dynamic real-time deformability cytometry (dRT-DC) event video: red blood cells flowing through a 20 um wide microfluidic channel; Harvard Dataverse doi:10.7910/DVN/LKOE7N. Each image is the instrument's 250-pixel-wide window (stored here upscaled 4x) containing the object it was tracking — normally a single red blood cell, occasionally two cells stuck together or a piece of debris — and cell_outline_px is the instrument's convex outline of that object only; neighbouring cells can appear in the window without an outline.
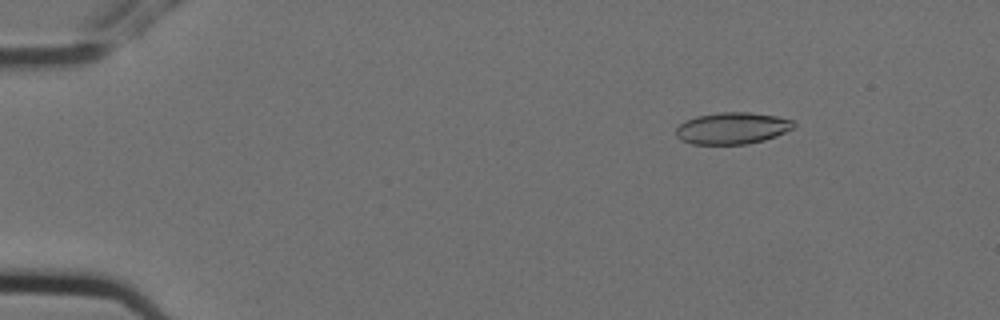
{"species": "Egyptian fruit bat (a non-hibernating species)", "species_latin": "Rousettus aegyptiacus", "temperature_condition": "cold", "stored_images_in_passage": 5, "camera_frame_rate_fps": 3000, "um_per_image_px": 0.085, "animal": {"sex": "female"}, "frame": {"image": 1, "passage_image": 1, "time_ms": 0.0, "image_size_px": [1000, 320], "cell_outline_px": [[796, 124], [792, 128], [776, 136], [764, 140], [748, 144], [692, 144], [680, 140], [676, 136], [676, 128], [684, 120], [696, 116], [720, 112], [752, 112], [776, 116], [792, 120]], "centroid_in_image_um": [62.21, 10.89], "position_along_channel_um": 22.8, "area_um2": 21.85}}
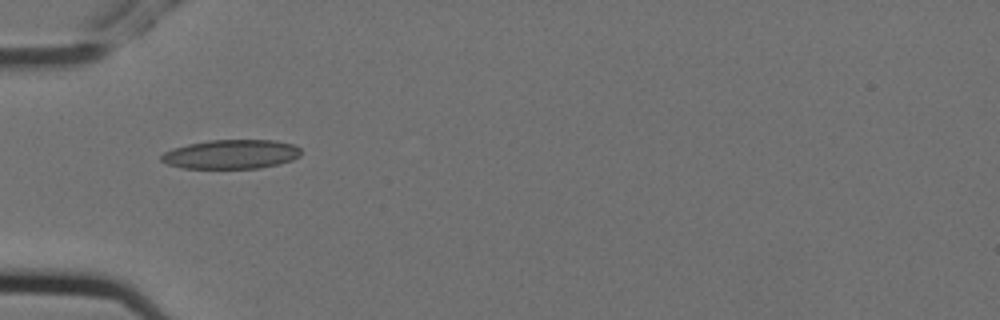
{"frame": {"image": 2, "passage_image": 4, "time_ms": 1.0, "image_size_px": [1000, 320], "cell_outline_px": [[300, 156], [292, 160], [260, 168], [184, 168], [168, 164], [160, 160], [160, 156], [164, 152], [172, 148], [188, 144], [208, 140], [276, 140], [292, 144], [300, 148]], "centroid_in_image_um": [19.63, 13.1], "position_along_channel_um": 65.4, "area_um2": 23.7}}
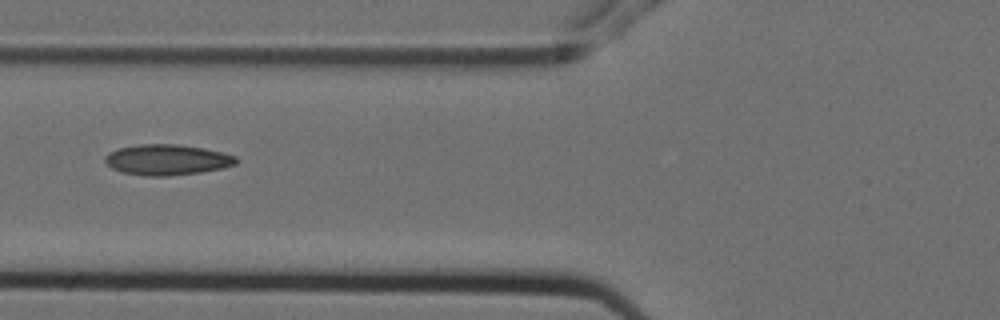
{"frame": {"image": 3, "passage_image": 5, "time_ms": 1.333, "image_size_px": [1000, 320], "cell_outline_px": [[236, 164], [220, 168], [200, 172], [168, 176], [144, 176], [120, 172], [112, 168], [104, 160], [104, 156], [108, 152], [120, 148], [136, 144], [176, 144], [204, 148], [236, 156]], "centroid_in_image_um": [14.14, 13.58], "position_along_channel_um": 111.7, "area_um2": 23.35}}